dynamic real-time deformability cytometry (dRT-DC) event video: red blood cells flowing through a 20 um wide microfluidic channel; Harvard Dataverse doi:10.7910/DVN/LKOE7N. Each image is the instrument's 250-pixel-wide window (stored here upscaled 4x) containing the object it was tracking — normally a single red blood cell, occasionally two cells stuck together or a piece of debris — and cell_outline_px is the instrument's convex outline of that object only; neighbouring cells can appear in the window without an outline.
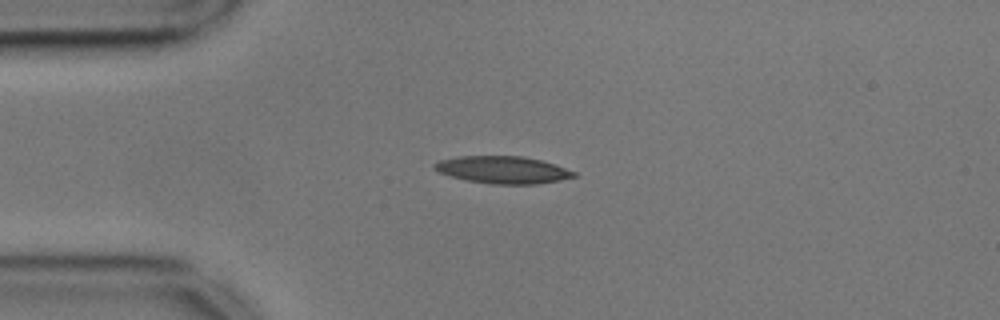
{"species": "common noctule bat (a hibernating species)", "species_latin": "Nyctalus noctula", "temperature_condition": "cold", "stored_images_in_passage": 51, "camera_frame_rate_fps": 3000, "um_per_image_px": 0.085, "animal": {"sex": "male", "body_mass_g": 17.9, "forearm_length_mm": 54.2}, "frame": {"image": 1, "passage_image": 9, "time_ms": 2.667, "image_size_px": [1000, 320], "cell_outline_px": [[576, 176], [560, 180], [536, 184], [492, 184], [468, 180], [452, 176], [440, 172], [432, 168], [432, 164], [440, 160], [460, 156], [524, 156], [540, 160], [576, 172]], "centroid_in_image_um": [42.72, 14.43], "position_along_channel_um": 42.3, "area_um2": 21.91}}
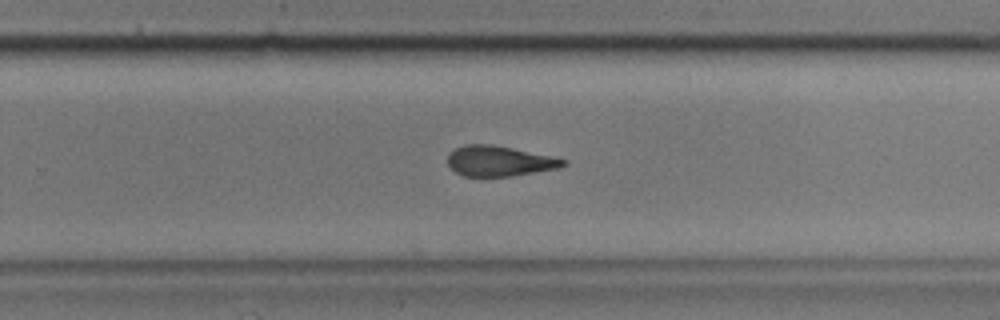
{"frame": {"image": 2, "passage_image": 31, "time_ms": 10.0, "image_size_px": [1000, 320], "cell_outline_px": [[568, 164], [556, 168], [512, 176], [464, 176], [456, 172], [448, 164], [448, 152], [456, 148], [468, 144], [492, 144], [552, 156], [568, 160]], "centroid_in_image_um": [42.44, 13.68], "position_along_channel_um": 287.4, "area_um2": 20.29}}
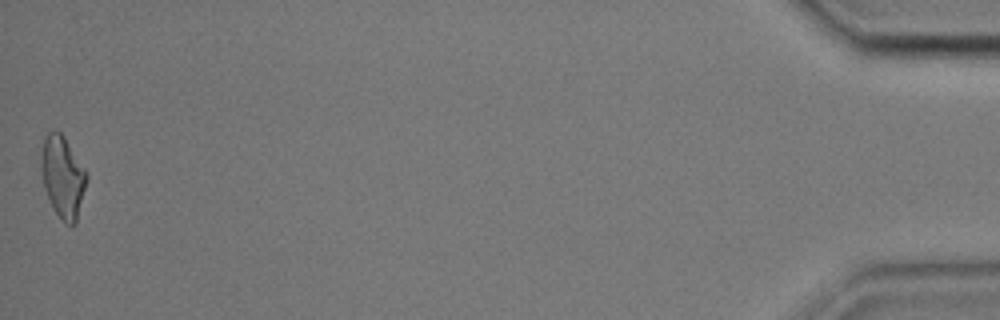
{"frame": {"image": 3, "passage_image": 51, "time_ms": 16.667, "image_size_px": [1000, 320], "cell_outline_px": [[88, 176], [76, 224], [72, 228], [64, 224], [52, 208], [44, 188], [40, 172], [40, 156], [44, 136], [48, 132], [60, 132], [64, 136], [84, 168]], "centroid_in_image_um": [5.31, 15.08], "position_along_channel_um": 429.9, "area_um2": 21.96}, "authors_computed_cell_mechanics": {"area_um2": 21.4438, "velocity_mm_per_s": 3.5982, "shape_relaxation_time_tau1_ms": 9.9838, "shape_relaxation_time_tau2_ms": 4.7055, "deformation_change_tau1": 0.2212, "deformation_change_tau2": 0.1517}}